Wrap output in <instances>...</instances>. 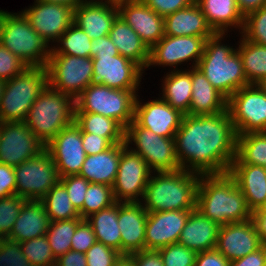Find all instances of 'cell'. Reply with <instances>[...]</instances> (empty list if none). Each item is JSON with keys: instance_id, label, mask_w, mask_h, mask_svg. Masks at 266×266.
Segmentation results:
<instances>
[{"instance_id": "cell-27", "label": "cell", "mask_w": 266, "mask_h": 266, "mask_svg": "<svg viewBox=\"0 0 266 266\" xmlns=\"http://www.w3.org/2000/svg\"><path fill=\"white\" fill-rule=\"evenodd\" d=\"M220 226L205 217L196 208L191 211L181 231L178 243L194 250L204 252L216 248Z\"/></svg>"}, {"instance_id": "cell-54", "label": "cell", "mask_w": 266, "mask_h": 266, "mask_svg": "<svg viewBox=\"0 0 266 266\" xmlns=\"http://www.w3.org/2000/svg\"><path fill=\"white\" fill-rule=\"evenodd\" d=\"M90 57H106L119 55L117 47L108 35L91 40Z\"/></svg>"}, {"instance_id": "cell-60", "label": "cell", "mask_w": 266, "mask_h": 266, "mask_svg": "<svg viewBox=\"0 0 266 266\" xmlns=\"http://www.w3.org/2000/svg\"><path fill=\"white\" fill-rule=\"evenodd\" d=\"M252 220L256 225L262 244L266 245V213H252Z\"/></svg>"}, {"instance_id": "cell-30", "label": "cell", "mask_w": 266, "mask_h": 266, "mask_svg": "<svg viewBox=\"0 0 266 266\" xmlns=\"http://www.w3.org/2000/svg\"><path fill=\"white\" fill-rule=\"evenodd\" d=\"M122 143L113 144L104 152L87 155L78 175L90 183L113 186L119 167Z\"/></svg>"}, {"instance_id": "cell-51", "label": "cell", "mask_w": 266, "mask_h": 266, "mask_svg": "<svg viewBox=\"0 0 266 266\" xmlns=\"http://www.w3.org/2000/svg\"><path fill=\"white\" fill-rule=\"evenodd\" d=\"M158 15L165 18L177 10L190 6L195 0H142Z\"/></svg>"}, {"instance_id": "cell-35", "label": "cell", "mask_w": 266, "mask_h": 266, "mask_svg": "<svg viewBox=\"0 0 266 266\" xmlns=\"http://www.w3.org/2000/svg\"><path fill=\"white\" fill-rule=\"evenodd\" d=\"M74 122L82 132L105 137L112 145L125 142V129L114 119L94 113L74 112Z\"/></svg>"}, {"instance_id": "cell-21", "label": "cell", "mask_w": 266, "mask_h": 266, "mask_svg": "<svg viewBox=\"0 0 266 266\" xmlns=\"http://www.w3.org/2000/svg\"><path fill=\"white\" fill-rule=\"evenodd\" d=\"M263 246L252 219L220 226L216 249L229 261L257 251Z\"/></svg>"}, {"instance_id": "cell-56", "label": "cell", "mask_w": 266, "mask_h": 266, "mask_svg": "<svg viewBox=\"0 0 266 266\" xmlns=\"http://www.w3.org/2000/svg\"><path fill=\"white\" fill-rule=\"evenodd\" d=\"M129 256L135 266H163L162 258L156 250H141Z\"/></svg>"}, {"instance_id": "cell-63", "label": "cell", "mask_w": 266, "mask_h": 266, "mask_svg": "<svg viewBox=\"0 0 266 266\" xmlns=\"http://www.w3.org/2000/svg\"><path fill=\"white\" fill-rule=\"evenodd\" d=\"M257 85L266 94V77L263 78L259 83H257Z\"/></svg>"}, {"instance_id": "cell-40", "label": "cell", "mask_w": 266, "mask_h": 266, "mask_svg": "<svg viewBox=\"0 0 266 266\" xmlns=\"http://www.w3.org/2000/svg\"><path fill=\"white\" fill-rule=\"evenodd\" d=\"M82 220V218H73L50 221L46 235L55 259L71 250V238Z\"/></svg>"}, {"instance_id": "cell-46", "label": "cell", "mask_w": 266, "mask_h": 266, "mask_svg": "<svg viewBox=\"0 0 266 266\" xmlns=\"http://www.w3.org/2000/svg\"><path fill=\"white\" fill-rule=\"evenodd\" d=\"M0 266H33L21 248L20 242L0 239Z\"/></svg>"}, {"instance_id": "cell-28", "label": "cell", "mask_w": 266, "mask_h": 266, "mask_svg": "<svg viewBox=\"0 0 266 266\" xmlns=\"http://www.w3.org/2000/svg\"><path fill=\"white\" fill-rule=\"evenodd\" d=\"M164 34L169 36L211 37L215 34L196 2L164 18Z\"/></svg>"}, {"instance_id": "cell-19", "label": "cell", "mask_w": 266, "mask_h": 266, "mask_svg": "<svg viewBox=\"0 0 266 266\" xmlns=\"http://www.w3.org/2000/svg\"><path fill=\"white\" fill-rule=\"evenodd\" d=\"M139 98L140 96L137 95L134 120L157 135L175 138L185 114L172 108L160 95L158 99L147 102H142Z\"/></svg>"}, {"instance_id": "cell-62", "label": "cell", "mask_w": 266, "mask_h": 266, "mask_svg": "<svg viewBox=\"0 0 266 266\" xmlns=\"http://www.w3.org/2000/svg\"><path fill=\"white\" fill-rule=\"evenodd\" d=\"M114 266H135L132 258L128 255H122Z\"/></svg>"}, {"instance_id": "cell-47", "label": "cell", "mask_w": 266, "mask_h": 266, "mask_svg": "<svg viewBox=\"0 0 266 266\" xmlns=\"http://www.w3.org/2000/svg\"><path fill=\"white\" fill-rule=\"evenodd\" d=\"M87 266H114L122 254L103 243H94L85 253Z\"/></svg>"}, {"instance_id": "cell-18", "label": "cell", "mask_w": 266, "mask_h": 266, "mask_svg": "<svg viewBox=\"0 0 266 266\" xmlns=\"http://www.w3.org/2000/svg\"><path fill=\"white\" fill-rule=\"evenodd\" d=\"M60 178L79 174L87 154L82 146L81 129L73 122L63 128L46 146Z\"/></svg>"}, {"instance_id": "cell-39", "label": "cell", "mask_w": 266, "mask_h": 266, "mask_svg": "<svg viewBox=\"0 0 266 266\" xmlns=\"http://www.w3.org/2000/svg\"><path fill=\"white\" fill-rule=\"evenodd\" d=\"M91 45L90 37L73 23L61 35L55 46H52L51 54L90 57Z\"/></svg>"}, {"instance_id": "cell-15", "label": "cell", "mask_w": 266, "mask_h": 266, "mask_svg": "<svg viewBox=\"0 0 266 266\" xmlns=\"http://www.w3.org/2000/svg\"><path fill=\"white\" fill-rule=\"evenodd\" d=\"M30 26L52 48L61 35L73 24L74 8L65 4L34 0L33 5L21 11Z\"/></svg>"}, {"instance_id": "cell-1", "label": "cell", "mask_w": 266, "mask_h": 266, "mask_svg": "<svg viewBox=\"0 0 266 266\" xmlns=\"http://www.w3.org/2000/svg\"><path fill=\"white\" fill-rule=\"evenodd\" d=\"M237 136L227 110L215 115H184L174 138L180 169L201 175L228 173L236 157Z\"/></svg>"}, {"instance_id": "cell-55", "label": "cell", "mask_w": 266, "mask_h": 266, "mask_svg": "<svg viewBox=\"0 0 266 266\" xmlns=\"http://www.w3.org/2000/svg\"><path fill=\"white\" fill-rule=\"evenodd\" d=\"M229 260L216 248L199 252L194 266H229Z\"/></svg>"}, {"instance_id": "cell-44", "label": "cell", "mask_w": 266, "mask_h": 266, "mask_svg": "<svg viewBox=\"0 0 266 266\" xmlns=\"http://www.w3.org/2000/svg\"><path fill=\"white\" fill-rule=\"evenodd\" d=\"M241 35L252 43L266 46V5L244 18Z\"/></svg>"}, {"instance_id": "cell-16", "label": "cell", "mask_w": 266, "mask_h": 266, "mask_svg": "<svg viewBox=\"0 0 266 266\" xmlns=\"http://www.w3.org/2000/svg\"><path fill=\"white\" fill-rule=\"evenodd\" d=\"M44 149L24 122H0V163L15 167Z\"/></svg>"}, {"instance_id": "cell-61", "label": "cell", "mask_w": 266, "mask_h": 266, "mask_svg": "<svg viewBox=\"0 0 266 266\" xmlns=\"http://www.w3.org/2000/svg\"><path fill=\"white\" fill-rule=\"evenodd\" d=\"M40 1L57 3V4H65L67 6L76 8L78 5L85 3V2H88L90 0H40Z\"/></svg>"}, {"instance_id": "cell-42", "label": "cell", "mask_w": 266, "mask_h": 266, "mask_svg": "<svg viewBox=\"0 0 266 266\" xmlns=\"http://www.w3.org/2000/svg\"><path fill=\"white\" fill-rule=\"evenodd\" d=\"M20 244L23 254L33 266H55L56 259L46 234Z\"/></svg>"}, {"instance_id": "cell-11", "label": "cell", "mask_w": 266, "mask_h": 266, "mask_svg": "<svg viewBox=\"0 0 266 266\" xmlns=\"http://www.w3.org/2000/svg\"><path fill=\"white\" fill-rule=\"evenodd\" d=\"M14 168L16 195L25 200H41L60 181L58 169L46 149Z\"/></svg>"}, {"instance_id": "cell-57", "label": "cell", "mask_w": 266, "mask_h": 266, "mask_svg": "<svg viewBox=\"0 0 266 266\" xmlns=\"http://www.w3.org/2000/svg\"><path fill=\"white\" fill-rule=\"evenodd\" d=\"M229 266H266V245L243 258L230 261Z\"/></svg>"}, {"instance_id": "cell-20", "label": "cell", "mask_w": 266, "mask_h": 266, "mask_svg": "<svg viewBox=\"0 0 266 266\" xmlns=\"http://www.w3.org/2000/svg\"><path fill=\"white\" fill-rule=\"evenodd\" d=\"M118 15L151 49L164 36V18L142 0H117Z\"/></svg>"}, {"instance_id": "cell-23", "label": "cell", "mask_w": 266, "mask_h": 266, "mask_svg": "<svg viewBox=\"0 0 266 266\" xmlns=\"http://www.w3.org/2000/svg\"><path fill=\"white\" fill-rule=\"evenodd\" d=\"M117 16L116 0H90L74 8L73 23L92 40L108 35Z\"/></svg>"}, {"instance_id": "cell-48", "label": "cell", "mask_w": 266, "mask_h": 266, "mask_svg": "<svg viewBox=\"0 0 266 266\" xmlns=\"http://www.w3.org/2000/svg\"><path fill=\"white\" fill-rule=\"evenodd\" d=\"M60 182L65 186L72 205L79 211L83 207L85 193L90 182L78 174L62 177Z\"/></svg>"}, {"instance_id": "cell-5", "label": "cell", "mask_w": 266, "mask_h": 266, "mask_svg": "<svg viewBox=\"0 0 266 266\" xmlns=\"http://www.w3.org/2000/svg\"><path fill=\"white\" fill-rule=\"evenodd\" d=\"M0 43L28 67H46L52 50L21 11L0 10Z\"/></svg>"}, {"instance_id": "cell-65", "label": "cell", "mask_w": 266, "mask_h": 266, "mask_svg": "<svg viewBox=\"0 0 266 266\" xmlns=\"http://www.w3.org/2000/svg\"><path fill=\"white\" fill-rule=\"evenodd\" d=\"M5 82H6L5 80L0 79V103H1V97H2Z\"/></svg>"}, {"instance_id": "cell-33", "label": "cell", "mask_w": 266, "mask_h": 266, "mask_svg": "<svg viewBox=\"0 0 266 266\" xmlns=\"http://www.w3.org/2000/svg\"><path fill=\"white\" fill-rule=\"evenodd\" d=\"M162 99L172 108L189 114L192 98L191 68L169 71L162 79Z\"/></svg>"}, {"instance_id": "cell-52", "label": "cell", "mask_w": 266, "mask_h": 266, "mask_svg": "<svg viewBox=\"0 0 266 266\" xmlns=\"http://www.w3.org/2000/svg\"><path fill=\"white\" fill-rule=\"evenodd\" d=\"M16 177L13 166L0 163V198L16 194Z\"/></svg>"}, {"instance_id": "cell-59", "label": "cell", "mask_w": 266, "mask_h": 266, "mask_svg": "<svg viewBox=\"0 0 266 266\" xmlns=\"http://www.w3.org/2000/svg\"><path fill=\"white\" fill-rule=\"evenodd\" d=\"M237 7L245 18L251 12H254L266 5V0H236Z\"/></svg>"}, {"instance_id": "cell-14", "label": "cell", "mask_w": 266, "mask_h": 266, "mask_svg": "<svg viewBox=\"0 0 266 266\" xmlns=\"http://www.w3.org/2000/svg\"><path fill=\"white\" fill-rule=\"evenodd\" d=\"M209 37L169 36L165 35L150 49L149 67H172L170 71L179 70L178 66L192 61L197 67L203 55L205 42Z\"/></svg>"}, {"instance_id": "cell-45", "label": "cell", "mask_w": 266, "mask_h": 266, "mask_svg": "<svg viewBox=\"0 0 266 266\" xmlns=\"http://www.w3.org/2000/svg\"><path fill=\"white\" fill-rule=\"evenodd\" d=\"M163 266H194L197 252L179 243L170 244L157 250Z\"/></svg>"}, {"instance_id": "cell-49", "label": "cell", "mask_w": 266, "mask_h": 266, "mask_svg": "<svg viewBox=\"0 0 266 266\" xmlns=\"http://www.w3.org/2000/svg\"><path fill=\"white\" fill-rule=\"evenodd\" d=\"M26 67L28 66L21 59L0 43V79L10 80Z\"/></svg>"}, {"instance_id": "cell-29", "label": "cell", "mask_w": 266, "mask_h": 266, "mask_svg": "<svg viewBox=\"0 0 266 266\" xmlns=\"http://www.w3.org/2000/svg\"><path fill=\"white\" fill-rule=\"evenodd\" d=\"M50 219L41 200H25L10 235V240L24 242L45 235Z\"/></svg>"}, {"instance_id": "cell-64", "label": "cell", "mask_w": 266, "mask_h": 266, "mask_svg": "<svg viewBox=\"0 0 266 266\" xmlns=\"http://www.w3.org/2000/svg\"><path fill=\"white\" fill-rule=\"evenodd\" d=\"M252 213H266V201Z\"/></svg>"}, {"instance_id": "cell-43", "label": "cell", "mask_w": 266, "mask_h": 266, "mask_svg": "<svg viewBox=\"0 0 266 266\" xmlns=\"http://www.w3.org/2000/svg\"><path fill=\"white\" fill-rule=\"evenodd\" d=\"M24 201L23 197L16 194L0 198V239L10 235Z\"/></svg>"}, {"instance_id": "cell-53", "label": "cell", "mask_w": 266, "mask_h": 266, "mask_svg": "<svg viewBox=\"0 0 266 266\" xmlns=\"http://www.w3.org/2000/svg\"><path fill=\"white\" fill-rule=\"evenodd\" d=\"M82 146L87 155H95L109 149L112 144L105 138L96 134L82 132Z\"/></svg>"}, {"instance_id": "cell-4", "label": "cell", "mask_w": 266, "mask_h": 266, "mask_svg": "<svg viewBox=\"0 0 266 266\" xmlns=\"http://www.w3.org/2000/svg\"><path fill=\"white\" fill-rule=\"evenodd\" d=\"M226 35L227 33H215L206 40L197 68L215 89L229 99L236 91L250 84L237 48L221 42Z\"/></svg>"}, {"instance_id": "cell-24", "label": "cell", "mask_w": 266, "mask_h": 266, "mask_svg": "<svg viewBox=\"0 0 266 266\" xmlns=\"http://www.w3.org/2000/svg\"><path fill=\"white\" fill-rule=\"evenodd\" d=\"M148 212L141 202H119L118 226L121 231V254L145 250Z\"/></svg>"}, {"instance_id": "cell-7", "label": "cell", "mask_w": 266, "mask_h": 266, "mask_svg": "<svg viewBox=\"0 0 266 266\" xmlns=\"http://www.w3.org/2000/svg\"><path fill=\"white\" fill-rule=\"evenodd\" d=\"M48 85L46 67H26L7 80L0 103V122H24L31 106Z\"/></svg>"}, {"instance_id": "cell-31", "label": "cell", "mask_w": 266, "mask_h": 266, "mask_svg": "<svg viewBox=\"0 0 266 266\" xmlns=\"http://www.w3.org/2000/svg\"><path fill=\"white\" fill-rule=\"evenodd\" d=\"M108 36L120 55L134 61L143 70L147 69L150 49L119 15L114 20Z\"/></svg>"}, {"instance_id": "cell-9", "label": "cell", "mask_w": 266, "mask_h": 266, "mask_svg": "<svg viewBox=\"0 0 266 266\" xmlns=\"http://www.w3.org/2000/svg\"><path fill=\"white\" fill-rule=\"evenodd\" d=\"M125 143L146 161L153 172L180 169L174 138L157 135L133 120L125 129Z\"/></svg>"}, {"instance_id": "cell-34", "label": "cell", "mask_w": 266, "mask_h": 266, "mask_svg": "<svg viewBox=\"0 0 266 266\" xmlns=\"http://www.w3.org/2000/svg\"><path fill=\"white\" fill-rule=\"evenodd\" d=\"M119 202L101 209L86 218L92 226L97 242L121 253V231L118 226Z\"/></svg>"}, {"instance_id": "cell-12", "label": "cell", "mask_w": 266, "mask_h": 266, "mask_svg": "<svg viewBox=\"0 0 266 266\" xmlns=\"http://www.w3.org/2000/svg\"><path fill=\"white\" fill-rule=\"evenodd\" d=\"M227 111L238 135L266 132V94L257 84L236 91L227 101Z\"/></svg>"}, {"instance_id": "cell-3", "label": "cell", "mask_w": 266, "mask_h": 266, "mask_svg": "<svg viewBox=\"0 0 266 266\" xmlns=\"http://www.w3.org/2000/svg\"><path fill=\"white\" fill-rule=\"evenodd\" d=\"M199 173L178 169L153 172L141 201L148 213L194 210Z\"/></svg>"}, {"instance_id": "cell-38", "label": "cell", "mask_w": 266, "mask_h": 266, "mask_svg": "<svg viewBox=\"0 0 266 266\" xmlns=\"http://www.w3.org/2000/svg\"><path fill=\"white\" fill-rule=\"evenodd\" d=\"M50 221L81 218L72 205L65 186L59 181L41 199Z\"/></svg>"}, {"instance_id": "cell-22", "label": "cell", "mask_w": 266, "mask_h": 266, "mask_svg": "<svg viewBox=\"0 0 266 266\" xmlns=\"http://www.w3.org/2000/svg\"><path fill=\"white\" fill-rule=\"evenodd\" d=\"M192 210H171L148 213L145 250H159L178 243L181 231Z\"/></svg>"}, {"instance_id": "cell-13", "label": "cell", "mask_w": 266, "mask_h": 266, "mask_svg": "<svg viewBox=\"0 0 266 266\" xmlns=\"http://www.w3.org/2000/svg\"><path fill=\"white\" fill-rule=\"evenodd\" d=\"M153 171L146 161L122 143L117 176L112 186L117 202H141Z\"/></svg>"}, {"instance_id": "cell-26", "label": "cell", "mask_w": 266, "mask_h": 266, "mask_svg": "<svg viewBox=\"0 0 266 266\" xmlns=\"http://www.w3.org/2000/svg\"><path fill=\"white\" fill-rule=\"evenodd\" d=\"M228 174L242 191L252 212L266 201V168L259 165L231 164Z\"/></svg>"}, {"instance_id": "cell-32", "label": "cell", "mask_w": 266, "mask_h": 266, "mask_svg": "<svg viewBox=\"0 0 266 266\" xmlns=\"http://www.w3.org/2000/svg\"><path fill=\"white\" fill-rule=\"evenodd\" d=\"M215 33H227L239 29L241 34L244 17L237 7L236 0H195Z\"/></svg>"}, {"instance_id": "cell-10", "label": "cell", "mask_w": 266, "mask_h": 266, "mask_svg": "<svg viewBox=\"0 0 266 266\" xmlns=\"http://www.w3.org/2000/svg\"><path fill=\"white\" fill-rule=\"evenodd\" d=\"M46 68L49 86L74 100L94 83L92 57L50 54Z\"/></svg>"}, {"instance_id": "cell-2", "label": "cell", "mask_w": 266, "mask_h": 266, "mask_svg": "<svg viewBox=\"0 0 266 266\" xmlns=\"http://www.w3.org/2000/svg\"><path fill=\"white\" fill-rule=\"evenodd\" d=\"M196 209L219 226L252 219L242 191L228 173L200 175Z\"/></svg>"}, {"instance_id": "cell-36", "label": "cell", "mask_w": 266, "mask_h": 266, "mask_svg": "<svg viewBox=\"0 0 266 266\" xmlns=\"http://www.w3.org/2000/svg\"><path fill=\"white\" fill-rule=\"evenodd\" d=\"M237 51L242 59L244 73L249 84H257L266 77V46L252 43L242 35Z\"/></svg>"}, {"instance_id": "cell-6", "label": "cell", "mask_w": 266, "mask_h": 266, "mask_svg": "<svg viewBox=\"0 0 266 266\" xmlns=\"http://www.w3.org/2000/svg\"><path fill=\"white\" fill-rule=\"evenodd\" d=\"M75 100L49 85L38 96L24 123L46 146L63 128L74 122Z\"/></svg>"}, {"instance_id": "cell-37", "label": "cell", "mask_w": 266, "mask_h": 266, "mask_svg": "<svg viewBox=\"0 0 266 266\" xmlns=\"http://www.w3.org/2000/svg\"><path fill=\"white\" fill-rule=\"evenodd\" d=\"M231 164L259 165L266 168V132L238 135L236 157Z\"/></svg>"}, {"instance_id": "cell-41", "label": "cell", "mask_w": 266, "mask_h": 266, "mask_svg": "<svg viewBox=\"0 0 266 266\" xmlns=\"http://www.w3.org/2000/svg\"><path fill=\"white\" fill-rule=\"evenodd\" d=\"M112 186L89 183L83 207L78 211L82 219L107 208L115 203Z\"/></svg>"}, {"instance_id": "cell-25", "label": "cell", "mask_w": 266, "mask_h": 266, "mask_svg": "<svg viewBox=\"0 0 266 266\" xmlns=\"http://www.w3.org/2000/svg\"><path fill=\"white\" fill-rule=\"evenodd\" d=\"M192 98L189 115H215L227 110L228 99L207 80L197 67L191 69Z\"/></svg>"}, {"instance_id": "cell-58", "label": "cell", "mask_w": 266, "mask_h": 266, "mask_svg": "<svg viewBox=\"0 0 266 266\" xmlns=\"http://www.w3.org/2000/svg\"><path fill=\"white\" fill-rule=\"evenodd\" d=\"M55 266H87L84 253L69 250L56 259Z\"/></svg>"}, {"instance_id": "cell-17", "label": "cell", "mask_w": 266, "mask_h": 266, "mask_svg": "<svg viewBox=\"0 0 266 266\" xmlns=\"http://www.w3.org/2000/svg\"><path fill=\"white\" fill-rule=\"evenodd\" d=\"M92 63L94 83L121 90L140 89L145 71L134 61L119 54L93 57Z\"/></svg>"}, {"instance_id": "cell-8", "label": "cell", "mask_w": 266, "mask_h": 266, "mask_svg": "<svg viewBox=\"0 0 266 266\" xmlns=\"http://www.w3.org/2000/svg\"><path fill=\"white\" fill-rule=\"evenodd\" d=\"M139 90H121L92 83L76 99L74 112H88L114 119L124 129L134 120Z\"/></svg>"}, {"instance_id": "cell-50", "label": "cell", "mask_w": 266, "mask_h": 266, "mask_svg": "<svg viewBox=\"0 0 266 266\" xmlns=\"http://www.w3.org/2000/svg\"><path fill=\"white\" fill-rule=\"evenodd\" d=\"M97 242L92 226L83 219L76 228L71 238V250L86 253V251Z\"/></svg>"}]
</instances>
